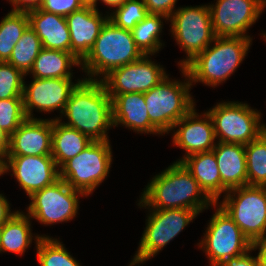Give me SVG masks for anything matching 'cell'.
I'll return each mask as SVG.
<instances>
[{
  "label": "cell",
  "mask_w": 266,
  "mask_h": 266,
  "mask_svg": "<svg viewBox=\"0 0 266 266\" xmlns=\"http://www.w3.org/2000/svg\"><path fill=\"white\" fill-rule=\"evenodd\" d=\"M111 150L110 141H92L59 168V178L73 189L90 195L109 174Z\"/></svg>",
  "instance_id": "cell-6"
},
{
  "label": "cell",
  "mask_w": 266,
  "mask_h": 266,
  "mask_svg": "<svg viewBox=\"0 0 266 266\" xmlns=\"http://www.w3.org/2000/svg\"><path fill=\"white\" fill-rule=\"evenodd\" d=\"M4 174V162L0 160V176Z\"/></svg>",
  "instance_id": "cell-44"
},
{
  "label": "cell",
  "mask_w": 266,
  "mask_h": 266,
  "mask_svg": "<svg viewBox=\"0 0 266 266\" xmlns=\"http://www.w3.org/2000/svg\"><path fill=\"white\" fill-rule=\"evenodd\" d=\"M108 19V14L103 17L92 6H83L66 16L71 38V53L80 62L94 46L102 26Z\"/></svg>",
  "instance_id": "cell-19"
},
{
  "label": "cell",
  "mask_w": 266,
  "mask_h": 266,
  "mask_svg": "<svg viewBox=\"0 0 266 266\" xmlns=\"http://www.w3.org/2000/svg\"><path fill=\"white\" fill-rule=\"evenodd\" d=\"M217 203L252 244L266 235V187L233 188L224 195L222 203Z\"/></svg>",
  "instance_id": "cell-7"
},
{
  "label": "cell",
  "mask_w": 266,
  "mask_h": 266,
  "mask_svg": "<svg viewBox=\"0 0 266 266\" xmlns=\"http://www.w3.org/2000/svg\"><path fill=\"white\" fill-rule=\"evenodd\" d=\"M42 49L41 40L35 31L28 27L14 46L8 63L27 75Z\"/></svg>",
  "instance_id": "cell-29"
},
{
  "label": "cell",
  "mask_w": 266,
  "mask_h": 266,
  "mask_svg": "<svg viewBox=\"0 0 266 266\" xmlns=\"http://www.w3.org/2000/svg\"><path fill=\"white\" fill-rule=\"evenodd\" d=\"M198 214L197 211L183 208L151 210L138 249L129 266L143 264L156 256Z\"/></svg>",
  "instance_id": "cell-9"
},
{
  "label": "cell",
  "mask_w": 266,
  "mask_h": 266,
  "mask_svg": "<svg viewBox=\"0 0 266 266\" xmlns=\"http://www.w3.org/2000/svg\"><path fill=\"white\" fill-rule=\"evenodd\" d=\"M16 212H11L8 200L0 194V227Z\"/></svg>",
  "instance_id": "cell-39"
},
{
  "label": "cell",
  "mask_w": 266,
  "mask_h": 266,
  "mask_svg": "<svg viewBox=\"0 0 266 266\" xmlns=\"http://www.w3.org/2000/svg\"><path fill=\"white\" fill-rule=\"evenodd\" d=\"M172 36L187 54L178 62L184 67L197 54L204 51L215 38L209 6H186L175 9L170 17Z\"/></svg>",
  "instance_id": "cell-10"
},
{
  "label": "cell",
  "mask_w": 266,
  "mask_h": 266,
  "mask_svg": "<svg viewBox=\"0 0 266 266\" xmlns=\"http://www.w3.org/2000/svg\"><path fill=\"white\" fill-rule=\"evenodd\" d=\"M144 54L136 46L130 30L117 27L109 19L102 26L94 46L81 61L87 80H100L113 69L140 59ZM96 77V78H95Z\"/></svg>",
  "instance_id": "cell-4"
},
{
  "label": "cell",
  "mask_w": 266,
  "mask_h": 266,
  "mask_svg": "<svg viewBox=\"0 0 266 266\" xmlns=\"http://www.w3.org/2000/svg\"><path fill=\"white\" fill-rule=\"evenodd\" d=\"M263 133L266 136V124H264V131H263Z\"/></svg>",
  "instance_id": "cell-45"
},
{
  "label": "cell",
  "mask_w": 266,
  "mask_h": 266,
  "mask_svg": "<svg viewBox=\"0 0 266 266\" xmlns=\"http://www.w3.org/2000/svg\"><path fill=\"white\" fill-rule=\"evenodd\" d=\"M150 55L113 69L102 78L108 95L146 93L159 84L167 75L162 65L152 62Z\"/></svg>",
  "instance_id": "cell-14"
},
{
  "label": "cell",
  "mask_w": 266,
  "mask_h": 266,
  "mask_svg": "<svg viewBox=\"0 0 266 266\" xmlns=\"http://www.w3.org/2000/svg\"><path fill=\"white\" fill-rule=\"evenodd\" d=\"M12 3L13 9L11 11L28 12L30 10L38 9L43 0H9Z\"/></svg>",
  "instance_id": "cell-38"
},
{
  "label": "cell",
  "mask_w": 266,
  "mask_h": 266,
  "mask_svg": "<svg viewBox=\"0 0 266 266\" xmlns=\"http://www.w3.org/2000/svg\"><path fill=\"white\" fill-rule=\"evenodd\" d=\"M212 150L217 160L222 184L228 190L247 185L245 145L218 141Z\"/></svg>",
  "instance_id": "cell-22"
},
{
  "label": "cell",
  "mask_w": 266,
  "mask_h": 266,
  "mask_svg": "<svg viewBox=\"0 0 266 266\" xmlns=\"http://www.w3.org/2000/svg\"><path fill=\"white\" fill-rule=\"evenodd\" d=\"M68 122H61L88 136L92 141H110L113 125L112 99L101 80L82 81L72 91L63 111Z\"/></svg>",
  "instance_id": "cell-2"
},
{
  "label": "cell",
  "mask_w": 266,
  "mask_h": 266,
  "mask_svg": "<svg viewBox=\"0 0 266 266\" xmlns=\"http://www.w3.org/2000/svg\"><path fill=\"white\" fill-rule=\"evenodd\" d=\"M97 1L98 0H95V2L93 3L92 7L94 9L98 10V8L96 7L97 6ZM100 1H102L104 4H106L107 6L111 7L110 9H112V7L116 8V7L121 6L127 0H100Z\"/></svg>",
  "instance_id": "cell-42"
},
{
  "label": "cell",
  "mask_w": 266,
  "mask_h": 266,
  "mask_svg": "<svg viewBox=\"0 0 266 266\" xmlns=\"http://www.w3.org/2000/svg\"><path fill=\"white\" fill-rule=\"evenodd\" d=\"M246 103L222 102L209 109L214 124L215 136L219 142L249 144L264 131L261 112Z\"/></svg>",
  "instance_id": "cell-8"
},
{
  "label": "cell",
  "mask_w": 266,
  "mask_h": 266,
  "mask_svg": "<svg viewBox=\"0 0 266 266\" xmlns=\"http://www.w3.org/2000/svg\"><path fill=\"white\" fill-rule=\"evenodd\" d=\"M81 81L78 79L73 83L72 78H33L29 85L24 81L22 98L26 117L35 118L33 109L40 112L60 109L62 115L72 91Z\"/></svg>",
  "instance_id": "cell-15"
},
{
  "label": "cell",
  "mask_w": 266,
  "mask_h": 266,
  "mask_svg": "<svg viewBox=\"0 0 266 266\" xmlns=\"http://www.w3.org/2000/svg\"><path fill=\"white\" fill-rule=\"evenodd\" d=\"M181 72L186 82L171 81L167 76L144 93L149 120L162 134L173 130V126L195 107L190 94L193 84L184 67Z\"/></svg>",
  "instance_id": "cell-5"
},
{
  "label": "cell",
  "mask_w": 266,
  "mask_h": 266,
  "mask_svg": "<svg viewBox=\"0 0 266 266\" xmlns=\"http://www.w3.org/2000/svg\"><path fill=\"white\" fill-rule=\"evenodd\" d=\"M113 10L109 20L117 27L130 31L149 14L143 0H127Z\"/></svg>",
  "instance_id": "cell-32"
},
{
  "label": "cell",
  "mask_w": 266,
  "mask_h": 266,
  "mask_svg": "<svg viewBox=\"0 0 266 266\" xmlns=\"http://www.w3.org/2000/svg\"><path fill=\"white\" fill-rule=\"evenodd\" d=\"M138 205L150 210L183 208L201 213L210 205L217 207L200 188L181 162H174L154 176L144 189ZM151 207V208H150Z\"/></svg>",
  "instance_id": "cell-1"
},
{
  "label": "cell",
  "mask_w": 266,
  "mask_h": 266,
  "mask_svg": "<svg viewBox=\"0 0 266 266\" xmlns=\"http://www.w3.org/2000/svg\"><path fill=\"white\" fill-rule=\"evenodd\" d=\"M79 196L86 195L59 178L29 197L31 202L27 208V215L44 225L68 222L78 214Z\"/></svg>",
  "instance_id": "cell-12"
},
{
  "label": "cell",
  "mask_w": 266,
  "mask_h": 266,
  "mask_svg": "<svg viewBox=\"0 0 266 266\" xmlns=\"http://www.w3.org/2000/svg\"><path fill=\"white\" fill-rule=\"evenodd\" d=\"M208 6L215 36L251 38L246 32L266 8V0H217Z\"/></svg>",
  "instance_id": "cell-13"
},
{
  "label": "cell",
  "mask_w": 266,
  "mask_h": 266,
  "mask_svg": "<svg viewBox=\"0 0 266 266\" xmlns=\"http://www.w3.org/2000/svg\"><path fill=\"white\" fill-rule=\"evenodd\" d=\"M213 42L184 66L191 83L216 87L226 81L246 57L252 39L215 36Z\"/></svg>",
  "instance_id": "cell-3"
},
{
  "label": "cell",
  "mask_w": 266,
  "mask_h": 266,
  "mask_svg": "<svg viewBox=\"0 0 266 266\" xmlns=\"http://www.w3.org/2000/svg\"><path fill=\"white\" fill-rule=\"evenodd\" d=\"M24 76L8 62H0V100L22 98Z\"/></svg>",
  "instance_id": "cell-34"
},
{
  "label": "cell",
  "mask_w": 266,
  "mask_h": 266,
  "mask_svg": "<svg viewBox=\"0 0 266 266\" xmlns=\"http://www.w3.org/2000/svg\"><path fill=\"white\" fill-rule=\"evenodd\" d=\"M8 140L9 137L0 129V160L3 162L6 161L8 155Z\"/></svg>",
  "instance_id": "cell-41"
},
{
  "label": "cell",
  "mask_w": 266,
  "mask_h": 266,
  "mask_svg": "<svg viewBox=\"0 0 266 266\" xmlns=\"http://www.w3.org/2000/svg\"><path fill=\"white\" fill-rule=\"evenodd\" d=\"M213 214L199 247L205 251L211 266H219L231 257L246 253L253 244L233 219L219 206Z\"/></svg>",
  "instance_id": "cell-11"
},
{
  "label": "cell",
  "mask_w": 266,
  "mask_h": 266,
  "mask_svg": "<svg viewBox=\"0 0 266 266\" xmlns=\"http://www.w3.org/2000/svg\"><path fill=\"white\" fill-rule=\"evenodd\" d=\"M247 185L266 187V136L245 145Z\"/></svg>",
  "instance_id": "cell-30"
},
{
  "label": "cell",
  "mask_w": 266,
  "mask_h": 266,
  "mask_svg": "<svg viewBox=\"0 0 266 266\" xmlns=\"http://www.w3.org/2000/svg\"><path fill=\"white\" fill-rule=\"evenodd\" d=\"M10 170L29 197L59 179V168L51 155L7 156L4 173Z\"/></svg>",
  "instance_id": "cell-16"
},
{
  "label": "cell",
  "mask_w": 266,
  "mask_h": 266,
  "mask_svg": "<svg viewBox=\"0 0 266 266\" xmlns=\"http://www.w3.org/2000/svg\"><path fill=\"white\" fill-rule=\"evenodd\" d=\"M32 240L35 239L31 231L30 217L23 212L17 210L0 227V253L8 251L23 255Z\"/></svg>",
  "instance_id": "cell-26"
},
{
  "label": "cell",
  "mask_w": 266,
  "mask_h": 266,
  "mask_svg": "<svg viewBox=\"0 0 266 266\" xmlns=\"http://www.w3.org/2000/svg\"><path fill=\"white\" fill-rule=\"evenodd\" d=\"M34 237L40 266H81L59 240L45 235Z\"/></svg>",
  "instance_id": "cell-31"
},
{
  "label": "cell",
  "mask_w": 266,
  "mask_h": 266,
  "mask_svg": "<svg viewBox=\"0 0 266 266\" xmlns=\"http://www.w3.org/2000/svg\"><path fill=\"white\" fill-rule=\"evenodd\" d=\"M149 14L162 15L170 19L177 0H143Z\"/></svg>",
  "instance_id": "cell-36"
},
{
  "label": "cell",
  "mask_w": 266,
  "mask_h": 266,
  "mask_svg": "<svg viewBox=\"0 0 266 266\" xmlns=\"http://www.w3.org/2000/svg\"><path fill=\"white\" fill-rule=\"evenodd\" d=\"M83 6L84 4L80 0H43L39 9L66 17Z\"/></svg>",
  "instance_id": "cell-35"
},
{
  "label": "cell",
  "mask_w": 266,
  "mask_h": 266,
  "mask_svg": "<svg viewBox=\"0 0 266 266\" xmlns=\"http://www.w3.org/2000/svg\"><path fill=\"white\" fill-rule=\"evenodd\" d=\"M181 163L214 203L218 202L222 193H227L228 189L221 182L213 150L189 155Z\"/></svg>",
  "instance_id": "cell-23"
},
{
  "label": "cell",
  "mask_w": 266,
  "mask_h": 266,
  "mask_svg": "<svg viewBox=\"0 0 266 266\" xmlns=\"http://www.w3.org/2000/svg\"><path fill=\"white\" fill-rule=\"evenodd\" d=\"M31 27L42 47L71 53V38L66 17L34 9L27 12Z\"/></svg>",
  "instance_id": "cell-21"
},
{
  "label": "cell",
  "mask_w": 266,
  "mask_h": 266,
  "mask_svg": "<svg viewBox=\"0 0 266 266\" xmlns=\"http://www.w3.org/2000/svg\"><path fill=\"white\" fill-rule=\"evenodd\" d=\"M161 19L168 21V18L165 16L148 14L145 19L131 30L136 46L144 55H154L156 52L158 53L163 45L159 37L163 27Z\"/></svg>",
  "instance_id": "cell-28"
},
{
  "label": "cell",
  "mask_w": 266,
  "mask_h": 266,
  "mask_svg": "<svg viewBox=\"0 0 266 266\" xmlns=\"http://www.w3.org/2000/svg\"><path fill=\"white\" fill-rule=\"evenodd\" d=\"M60 118L62 119L61 115L53 119L51 151V156L58 168L92 143V140L85 134L62 124Z\"/></svg>",
  "instance_id": "cell-24"
},
{
  "label": "cell",
  "mask_w": 266,
  "mask_h": 266,
  "mask_svg": "<svg viewBox=\"0 0 266 266\" xmlns=\"http://www.w3.org/2000/svg\"><path fill=\"white\" fill-rule=\"evenodd\" d=\"M29 27L27 12L10 11L0 22V62H8L14 46Z\"/></svg>",
  "instance_id": "cell-27"
},
{
  "label": "cell",
  "mask_w": 266,
  "mask_h": 266,
  "mask_svg": "<svg viewBox=\"0 0 266 266\" xmlns=\"http://www.w3.org/2000/svg\"><path fill=\"white\" fill-rule=\"evenodd\" d=\"M253 250L254 248L252 247L246 253L231 257L219 266H261L258 255L255 257L250 255Z\"/></svg>",
  "instance_id": "cell-37"
},
{
  "label": "cell",
  "mask_w": 266,
  "mask_h": 266,
  "mask_svg": "<svg viewBox=\"0 0 266 266\" xmlns=\"http://www.w3.org/2000/svg\"><path fill=\"white\" fill-rule=\"evenodd\" d=\"M26 119L23 98L0 100V129L6 136L10 137Z\"/></svg>",
  "instance_id": "cell-33"
},
{
  "label": "cell",
  "mask_w": 266,
  "mask_h": 266,
  "mask_svg": "<svg viewBox=\"0 0 266 266\" xmlns=\"http://www.w3.org/2000/svg\"><path fill=\"white\" fill-rule=\"evenodd\" d=\"M263 37H264V39L266 40V33H265V34L263 33Z\"/></svg>",
  "instance_id": "cell-46"
},
{
  "label": "cell",
  "mask_w": 266,
  "mask_h": 266,
  "mask_svg": "<svg viewBox=\"0 0 266 266\" xmlns=\"http://www.w3.org/2000/svg\"><path fill=\"white\" fill-rule=\"evenodd\" d=\"M201 117V118H200ZM173 144L185 150V155L176 162H181L189 155L211 151L217 143L211 116L206 111L203 115L196 112L195 107L182 117L173 129Z\"/></svg>",
  "instance_id": "cell-17"
},
{
  "label": "cell",
  "mask_w": 266,
  "mask_h": 266,
  "mask_svg": "<svg viewBox=\"0 0 266 266\" xmlns=\"http://www.w3.org/2000/svg\"><path fill=\"white\" fill-rule=\"evenodd\" d=\"M53 119L27 118L9 137L7 156L51 155Z\"/></svg>",
  "instance_id": "cell-18"
},
{
  "label": "cell",
  "mask_w": 266,
  "mask_h": 266,
  "mask_svg": "<svg viewBox=\"0 0 266 266\" xmlns=\"http://www.w3.org/2000/svg\"><path fill=\"white\" fill-rule=\"evenodd\" d=\"M254 251L259 249L258 257L260 260L261 266H266V235L260 237L253 243Z\"/></svg>",
  "instance_id": "cell-40"
},
{
  "label": "cell",
  "mask_w": 266,
  "mask_h": 266,
  "mask_svg": "<svg viewBox=\"0 0 266 266\" xmlns=\"http://www.w3.org/2000/svg\"><path fill=\"white\" fill-rule=\"evenodd\" d=\"M109 96L112 99L114 127L122 125L137 133L163 135L149 120L144 93Z\"/></svg>",
  "instance_id": "cell-20"
},
{
  "label": "cell",
  "mask_w": 266,
  "mask_h": 266,
  "mask_svg": "<svg viewBox=\"0 0 266 266\" xmlns=\"http://www.w3.org/2000/svg\"><path fill=\"white\" fill-rule=\"evenodd\" d=\"M81 65V62L69 52L43 48L34 61L30 71L33 78H71L72 66Z\"/></svg>",
  "instance_id": "cell-25"
},
{
  "label": "cell",
  "mask_w": 266,
  "mask_h": 266,
  "mask_svg": "<svg viewBox=\"0 0 266 266\" xmlns=\"http://www.w3.org/2000/svg\"><path fill=\"white\" fill-rule=\"evenodd\" d=\"M84 6H92L95 0H80Z\"/></svg>",
  "instance_id": "cell-43"
}]
</instances>
